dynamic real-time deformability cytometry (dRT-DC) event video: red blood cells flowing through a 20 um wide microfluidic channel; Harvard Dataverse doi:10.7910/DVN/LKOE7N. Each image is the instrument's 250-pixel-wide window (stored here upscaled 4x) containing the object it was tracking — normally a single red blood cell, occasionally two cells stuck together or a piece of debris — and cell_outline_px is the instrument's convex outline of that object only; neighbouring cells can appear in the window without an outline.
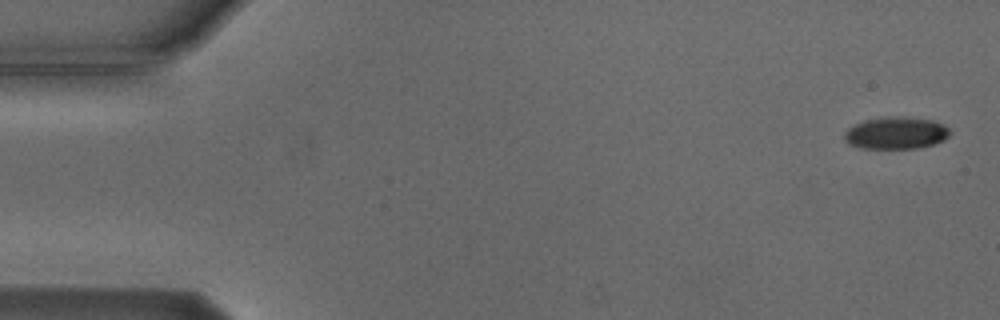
{"species": "Egyptian fruit bat (a non-hibernating species)", "species_latin": "Rousettus aegyptiacus", "temperature_condition": "cold", "stored_images_in_passage": 6, "camera_frame_rate_fps": 3000, "um_per_image_px": 0.085, "animal": {"sex": "male"}, "frame": {"image": 1, "passage_image": 1, "time_ms": 0.0, "image_size_px": [1000, 320], "cell_outline_px": [[948, 136], [944, 140], [932, 144], [916, 148], [864, 148], [848, 144], [844, 140], [844, 132], [848, 128], [864, 120], [932, 120], [944, 124], [948, 128]], "centroid_in_image_um": [76.13, 11.37], "position_along_channel_um": 8.9, "area_um2": 18.5}}
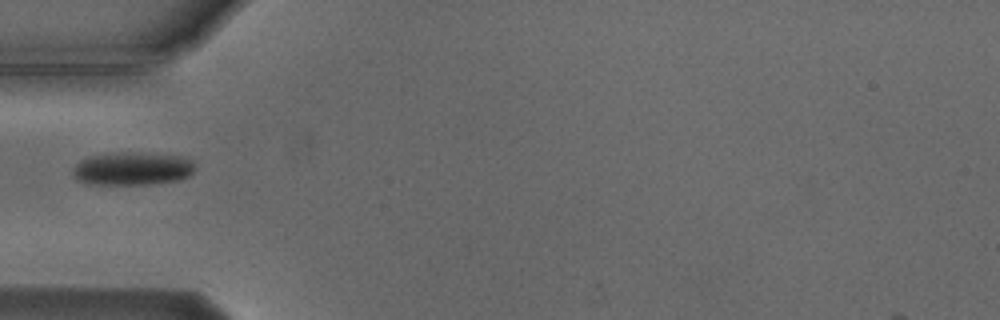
{"frame": {"image": 2, "passage_image": 5, "time_ms": 5.333, "image_size_px": [1000, 320], "cell_outline_px": [[196, 168], [188, 176], [180, 180], [152, 184], [84, 184], [76, 180], [72, 176], [72, 168], [80, 160], [88, 156], [128, 152], [180, 156], [192, 160], [196, 164]], "centroid_in_image_um": [11.23, 14.35], "position_along_channel_um": 73.8, "area_um2": 23.76}}
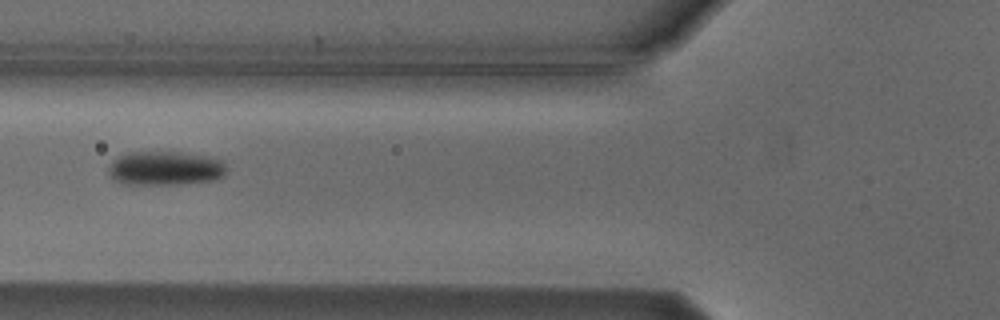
{"frame": {"image": 3, "passage_image": 6, "time_ms": 6.333, "image_size_px": [1000, 320], "cell_outline_px": [[224, 176], [216, 180], [180, 184], [124, 184], [112, 180], [108, 172], [108, 168], [112, 160], [128, 152], [176, 152], [204, 156], [224, 160]], "centroid_in_image_um": [14.0, 14.31], "position_along_channel_um": 111.8, "area_um2": 23.47}}